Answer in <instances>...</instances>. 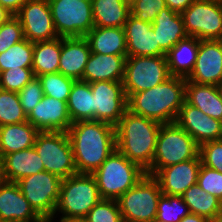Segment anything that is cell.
Segmentation results:
<instances>
[{"mask_svg":"<svg viewBox=\"0 0 222 222\" xmlns=\"http://www.w3.org/2000/svg\"><path fill=\"white\" fill-rule=\"evenodd\" d=\"M175 122L189 133L199 146L208 141L222 139V122L207 116L186 101Z\"/></svg>","mask_w":222,"mask_h":222,"instance_id":"ac0fdd59","label":"cell"},{"mask_svg":"<svg viewBox=\"0 0 222 222\" xmlns=\"http://www.w3.org/2000/svg\"><path fill=\"white\" fill-rule=\"evenodd\" d=\"M164 8L165 0H136L130 5V14L139 20L153 23Z\"/></svg>","mask_w":222,"mask_h":222,"instance_id":"60d3db41","label":"cell"},{"mask_svg":"<svg viewBox=\"0 0 222 222\" xmlns=\"http://www.w3.org/2000/svg\"><path fill=\"white\" fill-rule=\"evenodd\" d=\"M127 57L165 56L166 52L157 43L152 23L129 15L124 25Z\"/></svg>","mask_w":222,"mask_h":222,"instance_id":"d6986e66","label":"cell"},{"mask_svg":"<svg viewBox=\"0 0 222 222\" xmlns=\"http://www.w3.org/2000/svg\"><path fill=\"white\" fill-rule=\"evenodd\" d=\"M186 80L215 86L222 82L221 40H199L195 66Z\"/></svg>","mask_w":222,"mask_h":222,"instance_id":"9a60e30c","label":"cell"},{"mask_svg":"<svg viewBox=\"0 0 222 222\" xmlns=\"http://www.w3.org/2000/svg\"><path fill=\"white\" fill-rule=\"evenodd\" d=\"M24 39L20 20L14 15L0 25V54Z\"/></svg>","mask_w":222,"mask_h":222,"instance_id":"ab89813d","label":"cell"},{"mask_svg":"<svg viewBox=\"0 0 222 222\" xmlns=\"http://www.w3.org/2000/svg\"><path fill=\"white\" fill-rule=\"evenodd\" d=\"M27 0H0V5L16 15Z\"/></svg>","mask_w":222,"mask_h":222,"instance_id":"f6af8a7d","label":"cell"},{"mask_svg":"<svg viewBox=\"0 0 222 222\" xmlns=\"http://www.w3.org/2000/svg\"><path fill=\"white\" fill-rule=\"evenodd\" d=\"M197 184L207 194L214 195L222 202V173L201 164Z\"/></svg>","mask_w":222,"mask_h":222,"instance_id":"f35d334b","label":"cell"},{"mask_svg":"<svg viewBox=\"0 0 222 222\" xmlns=\"http://www.w3.org/2000/svg\"><path fill=\"white\" fill-rule=\"evenodd\" d=\"M209 222H222V212H220L215 218L209 220Z\"/></svg>","mask_w":222,"mask_h":222,"instance_id":"681fc988","label":"cell"},{"mask_svg":"<svg viewBox=\"0 0 222 222\" xmlns=\"http://www.w3.org/2000/svg\"><path fill=\"white\" fill-rule=\"evenodd\" d=\"M191 214H196L211 220L222 212V202L214 195L207 194L196 183L190 186L182 195Z\"/></svg>","mask_w":222,"mask_h":222,"instance_id":"1f68e13d","label":"cell"},{"mask_svg":"<svg viewBox=\"0 0 222 222\" xmlns=\"http://www.w3.org/2000/svg\"><path fill=\"white\" fill-rule=\"evenodd\" d=\"M186 78L171 76L163 83L127 98L128 110L161 124L176 121L185 102Z\"/></svg>","mask_w":222,"mask_h":222,"instance_id":"3957f363","label":"cell"},{"mask_svg":"<svg viewBox=\"0 0 222 222\" xmlns=\"http://www.w3.org/2000/svg\"><path fill=\"white\" fill-rule=\"evenodd\" d=\"M17 94L20 104L27 115L44 96L42 85L38 77H34Z\"/></svg>","mask_w":222,"mask_h":222,"instance_id":"7bdbcfd3","label":"cell"},{"mask_svg":"<svg viewBox=\"0 0 222 222\" xmlns=\"http://www.w3.org/2000/svg\"><path fill=\"white\" fill-rule=\"evenodd\" d=\"M152 29L156 34L157 43L166 53L188 36L181 13L172 11L169 7L159 12L152 23Z\"/></svg>","mask_w":222,"mask_h":222,"instance_id":"603a6c76","label":"cell"},{"mask_svg":"<svg viewBox=\"0 0 222 222\" xmlns=\"http://www.w3.org/2000/svg\"><path fill=\"white\" fill-rule=\"evenodd\" d=\"M201 167V158L198 155L178 164L159 169L153 177L158 181L164 195L182 196L192 185L197 183Z\"/></svg>","mask_w":222,"mask_h":222,"instance_id":"e0dca14e","label":"cell"},{"mask_svg":"<svg viewBox=\"0 0 222 222\" xmlns=\"http://www.w3.org/2000/svg\"><path fill=\"white\" fill-rule=\"evenodd\" d=\"M85 38L92 53L127 55L124 27H93Z\"/></svg>","mask_w":222,"mask_h":222,"instance_id":"484cf974","label":"cell"},{"mask_svg":"<svg viewBox=\"0 0 222 222\" xmlns=\"http://www.w3.org/2000/svg\"><path fill=\"white\" fill-rule=\"evenodd\" d=\"M126 3H128L129 5H131L134 1L136 0H124Z\"/></svg>","mask_w":222,"mask_h":222,"instance_id":"f5cc1de1","label":"cell"},{"mask_svg":"<svg viewBox=\"0 0 222 222\" xmlns=\"http://www.w3.org/2000/svg\"><path fill=\"white\" fill-rule=\"evenodd\" d=\"M85 222H123L117 200L101 199L85 216Z\"/></svg>","mask_w":222,"mask_h":222,"instance_id":"8d00e7d4","label":"cell"},{"mask_svg":"<svg viewBox=\"0 0 222 222\" xmlns=\"http://www.w3.org/2000/svg\"><path fill=\"white\" fill-rule=\"evenodd\" d=\"M94 27H124L130 5L124 0H91Z\"/></svg>","mask_w":222,"mask_h":222,"instance_id":"f1b7e54d","label":"cell"},{"mask_svg":"<svg viewBox=\"0 0 222 222\" xmlns=\"http://www.w3.org/2000/svg\"><path fill=\"white\" fill-rule=\"evenodd\" d=\"M166 56L127 57L122 84L127 98L170 78Z\"/></svg>","mask_w":222,"mask_h":222,"instance_id":"30bf717a","label":"cell"},{"mask_svg":"<svg viewBox=\"0 0 222 222\" xmlns=\"http://www.w3.org/2000/svg\"><path fill=\"white\" fill-rule=\"evenodd\" d=\"M93 93V120L115 126L128 110L127 96L122 81L90 83Z\"/></svg>","mask_w":222,"mask_h":222,"instance_id":"4fadbf2b","label":"cell"},{"mask_svg":"<svg viewBox=\"0 0 222 222\" xmlns=\"http://www.w3.org/2000/svg\"><path fill=\"white\" fill-rule=\"evenodd\" d=\"M217 87H218L219 93H220L221 98H222V82L220 84H218Z\"/></svg>","mask_w":222,"mask_h":222,"instance_id":"816d5d0a","label":"cell"},{"mask_svg":"<svg viewBox=\"0 0 222 222\" xmlns=\"http://www.w3.org/2000/svg\"><path fill=\"white\" fill-rule=\"evenodd\" d=\"M71 122L93 120V93L90 83L75 80L67 101Z\"/></svg>","mask_w":222,"mask_h":222,"instance_id":"f546056e","label":"cell"},{"mask_svg":"<svg viewBox=\"0 0 222 222\" xmlns=\"http://www.w3.org/2000/svg\"><path fill=\"white\" fill-rule=\"evenodd\" d=\"M100 200L94 176L77 173L62 179L55 214H63L60 221L84 219Z\"/></svg>","mask_w":222,"mask_h":222,"instance_id":"5b68a950","label":"cell"},{"mask_svg":"<svg viewBox=\"0 0 222 222\" xmlns=\"http://www.w3.org/2000/svg\"><path fill=\"white\" fill-rule=\"evenodd\" d=\"M7 182L3 158L0 156V187Z\"/></svg>","mask_w":222,"mask_h":222,"instance_id":"c3c4849f","label":"cell"},{"mask_svg":"<svg viewBox=\"0 0 222 222\" xmlns=\"http://www.w3.org/2000/svg\"><path fill=\"white\" fill-rule=\"evenodd\" d=\"M4 171L9 182L44 171V165L34 147L6 154L3 157Z\"/></svg>","mask_w":222,"mask_h":222,"instance_id":"d4e9b609","label":"cell"},{"mask_svg":"<svg viewBox=\"0 0 222 222\" xmlns=\"http://www.w3.org/2000/svg\"><path fill=\"white\" fill-rule=\"evenodd\" d=\"M48 3L59 37H85L94 27L91 0H48Z\"/></svg>","mask_w":222,"mask_h":222,"instance_id":"8fae6325","label":"cell"},{"mask_svg":"<svg viewBox=\"0 0 222 222\" xmlns=\"http://www.w3.org/2000/svg\"><path fill=\"white\" fill-rule=\"evenodd\" d=\"M61 37L50 41L34 42L32 70L35 77L59 72Z\"/></svg>","mask_w":222,"mask_h":222,"instance_id":"4dcf8cb0","label":"cell"},{"mask_svg":"<svg viewBox=\"0 0 222 222\" xmlns=\"http://www.w3.org/2000/svg\"><path fill=\"white\" fill-rule=\"evenodd\" d=\"M12 16L14 15L11 12L0 5V25L7 22Z\"/></svg>","mask_w":222,"mask_h":222,"instance_id":"7dc6e473","label":"cell"},{"mask_svg":"<svg viewBox=\"0 0 222 222\" xmlns=\"http://www.w3.org/2000/svg\"><path fill=\"white\" fill-rule=\"evenodd\" d=\"M188 206L182 196L161 194L158 201L156 218L164 222H180L189 214Z\"/></svg>","mask_w":222,"mask_h":222,"instance_id":"d590c367","label":"cell"},{"mask_svg":"<svg viewBox=\"0 0 222 222\" xmlns=\"http://www.w3.org/2000/svg\"><path fill=\"white\" fill-rule=\"evenodd\" d=\"M90 54V45L85 37H61L59 73L75 80H83Z\"/></svg>","mask_w":222,"mask_h":222,"instance_id":"44dd1931","label":"cell"},{"mask_svg":"<svg viewBox=\"0 0 222 222\" xmlns=\"http://www.w3.org/2000/svg\"><path fill=\"white\" fill-rule=\"evenodd\" d=\"M181 16L188 36L199 40L222 37V1L195 0Z\"/></svg>","mask_w":222,"mask_h":222,"instance_id":"7c38bea8","label":"cell"},{"mask_svg":"<svg viewBox=\"0 0 222 222\" xmlns=\"http://www.w3.org/2000/svg\"><path fill=\"white\" fill-rule=\"evenodd\" d=\"M161 125L127 110L115 125L116 149L147 171L152 166Z\"/></svg>","mask_w":222,"mask_h":222,"instance_id":"7a4b0ae2","label":"cell"},{"mask_svg":"<svg viewBox=\"0 0 222 222\" xmlns=\"http://www.w3.org/2000/svg\"><path fill=\"white\" fill-rule=\"evenodd\" d=\"M34 77L32 68H10L0 73V88L18 93Z\"/></svg>","mask_w":222,"mask_h":222,"instance_id":"74e56055","label":"cell"},{"mask_svg":"<svg viewBox=\"0 0 222 222\" xmlns=\"http://www.w3.org/2000/svg\"><path fill=\"white\" fill-rule=\"evenodd\" d=\"M195 0H165L166 7L172 11L182 13L187 9Z\"/></svg>","mask_w":222,"mask_h":222,"instance_id":"ee69618b","label":"cell"},{"mask_svg":"<svg viewBox=\"0 0 222 222\" xmlns=\"http://www.w3.org/2000/svg\"><path fill=\"white\" fill-rule=\"evenodd\" d=\"M67 133L79 174H93L116 149L115 126L106 122L77 121Z\"/></svg>","mask_w":222,"mask_h":222,"instance_id":"6da1fadb","label":"cell"},{"mask_svg":"<svg viewBox=\"0 0 222 222\" xmlns=\"http://www.w3.org/2000/svg\"><path fill=\"white\" fill-rule=\"evenodd\" d=\"M21 22L23 35L30 42L58 38L48 0H27L15 15Z\"/></svg>","mask_w":222,"mask_h":222,"instance_id":"5bb4252c","label":"cell"},{"mask_svg":"<svg viewBox=\"0 0 222 222\" xmlns=\"http://www.w3.org/2000/svg\"><path fill=\"white\" fill-rule=\"evenodd\" d=\"M0 222H11V221L0 220Z\"/></svg>","mask_w":222,"mask_h":222,"instance_id":"9f6ffc18","label":"cell"},{"mask_svg":"<svg viewBox=\"0 0 222 222\" xmlns=\"http://www.w3.org/2000/svg\"><path fill=\"white\" fill-rule=\"evenodd\" d=\"M127 55L92 53L85 65L83 81H122Z\"/></svg>","mask_w":222,"mask_h":222,"instance_id":"7402d4cb","label":"cell"},{"mask_svg":"<svg viewBox=\"0 0 222 222\" xmlns=\"http://www.w3.org/2000/svg\"><path fill=\"white\" fill-rule=\"evenodd\" d=\"M185 101L222 122V98L217 86L186 80Z\"/></svg>","mask_w":222,"mask_h":222,"instance_id":"cb8c5ba5","label":"cell"},{"mask_svg":"<svg viewBox=\"0 0 222 222\" xmlns=\"http://www.w3.org/2000/svg\"><path fill=\"white\" fill-rule=\"evenodd\" d=\"M205 1H222V0H205Z\"/></svg>","mask_w":222,"mask_h":222,"instance_id":"11a10c76","label":"cell"},{"mask_svg":"<svg viewBox=\"0 0 222 222\" xmlns=\"http://www.w3.org/2000/svg\"><path fill=\"white\" fill-rule=\"evenodd\" d=\"M27 121L39 132H67L72 124L67 102L46 95L29 112Z\"/></svg>","mask_w":222,"mask_h":222,"instance_id":"2e32d148","label":"cell"},{"mask_svg":"<svg viewBox=\"0 0 222 222\" xmlns=\"http://www.w3.org/2000/svg\"><path fill=\"white\" fill-rule=\"evenodd\" d=\"M161 194L158 181L146 174L117 199L123 222H152L156 218Z\"/></svg>","mask_w":222,"mask_h":222,"instance_id":"52a82bcc","label":"cell"},{"mask_svg":"<svg viewBox=\"0 0 222 222\" xmlns=\"http://www.w3.org/2000/svg\"><path fill=\"white\" fill-rule=\"evenodd\" d=\"M38 133L28 121L0 126V156L33 147Z\"/></svg>","mask_w":222,"mask_h":222,"instance_id":"83f0119b","label":"cell"},{"mask_svg":"<svg viewBox=\"0 0 222 222\" xmlns=\"http://www.w3.org/2000/svg\"><path fill=\"white\" fill-rule=\"evenodd\" d=\"M199 39L187 36L166 53L171 76L187 78L194 69L198 55Z\"/></svg>","mask_w":222,"mask_h":222,"instance_id":"4316f807","label":"cell"},{"mask_svg":"<svg viewBox=\"0 0 222 222\" xmlns=\"http://www.w3.org/2000/svg\"><path fill=\"white\" fill-rule=\"evenodd\" d=\"M199 155V145L176 122L162 124L157 138L152 166L146 174L153 176L159 169L178 164Z\"/></svg>","mask_w":222,"mask_h":222,"instance_id":"8992f818","label":"cell"},{"mask_svg":"<svg viewBox=\"0 0 222 222\" xmlns=\"http://www.w3.org/2000/svg\"><path fill=\"white\" fill-rule=\"evenodd\" d=\"M152 222H164V221H161V220L155 218Z\"/></svg>","mask_w":222,"mask_h":222,"instance_id":"db71d44e","label":"cell"},{"mask_svg":"<svg viewBox=\"0 0 222 222\" xmlns=\"http://www.w3.org/2000/svg\"><path fill=\"white\" fill-rule=\"evenodd\" d=\"M60 222H85V221L83 219H79V220H64Z\"/></svg>","mask_w":222,"mask_h":222,"instance_id":"f907efd6","label":"cell"},{"mask_svg":"<svg viewBox=\"0 0 222 222\" xmlns=\"http://www.w3.org/2000/svg\"><path fill=\"white\" fill-rule=\"evenodd\" d=\"M180 222H209V220L205 217L189 213L187 216L182 218Z\"/></svg>","mask_w":222,"mask_h":222,"instance_id":"bcb514c9","label":"cell"},{"mask_svg":"<svg viewBox=\"0 0 222 222\" xmlns=\"http://www.w3.org/2000/svg\"><path fill=\"white\" fill-rule=\"evenodd\" d=\"M43 94L61 101H68L69 94L75 79L64 76L62 73H47L38 76Z\"/></svg>","mask_w":222,"mask_h":222,"instance_id":"e575fe53","label":"cell"},{"mask_svg":"<svg viewBox=\"0 0 222 222\" xmlns=\"http://www.w3.org/2000/svg\"><path fill=\"white\" fill-rule=\"evenodd\" d=\"M27 121V114L20 104L16 92L0 88V126Z\"/></svg>","mask_w":222,"mask_h":222,"instance_id":"836d02e7","label":"cell"},{"mask_svg":"<svg viewBox=\"0 0 222 222\" xmlns=\"http://www.w3.org/2000/svg\"><path fill=\"white\" fill-rule=\"evenodd\" d=\"M0 220L11 222H45L25 199L16 182L0 187Z\"/></svg>","mask_w":222,"mask_h":222,"instance_id":"ffe728a7","label":"cell"},{"mask_svg":"<svg viewBox=\"0 0 222 222\" xmlns=\"http://www.w3.org/2000/svg\"><path fill=\"white\" fill-rule=\"evenodd\" d=\"M33 147L43 162L44 171L61 179L77 174L67 132H39Z\"/></svg>","mask_w":222,"mask_h":222,"instance_id":"ba28073f","label":"cell"},{"mask_svg":"<svg viewBox=\"0 0 222 222\" xmlns=\"http://www.w3.org/2000/svg\"><path fill=\"white\" fill-rule=\"evenodd\" d=\"M61 181L59 176L41 171L26 176L16 183L33 210L45 222H52L59 200Z\"/></svg>","mask_w":222,"mask_h":222,"instance_id":"9c48e42d","label":"cell"},{"mask_svg":"<svg viewBox=\"0 0 222 222\" xmlns=\"http://www.w3.org/2000/svg\"><path fill=\"white\" fill-rule=\"evenodd\" d=\"M199 156L202 165L222 173V139L201 144Z\"/></svg>","mask_w":222,"mask_h":222,"instance_id":"b9f144b4","label":"cell"},{"mask_svg":"<svg viewBox=\"0 0 222 222\" xmlns=\"http://www.w3.org/2000/svg\"><path fill=\"white\" fill-rule=\"evenodd\" d=\"M34 42L26 38L0 54V73L8 69L32 68Z\"/></svg>","mask_w":222,"mask_h":222,"instance_id":"d6a6232c","label":"cell"},{"mask_svg":"<svg viewBox=\"0 0 222 222\" xmlns=\"http://www.w3.org/2000/svg\"><path fill=\"white\" fill-rule=\"evenodd\" d=\"M92 175L101 199L117 200L134 187L146 171L115 149Z\"/></svg>","mask_w":222,"mask_h":222,"instance_id":"277c9868","label":"cell"}]
</instances>
